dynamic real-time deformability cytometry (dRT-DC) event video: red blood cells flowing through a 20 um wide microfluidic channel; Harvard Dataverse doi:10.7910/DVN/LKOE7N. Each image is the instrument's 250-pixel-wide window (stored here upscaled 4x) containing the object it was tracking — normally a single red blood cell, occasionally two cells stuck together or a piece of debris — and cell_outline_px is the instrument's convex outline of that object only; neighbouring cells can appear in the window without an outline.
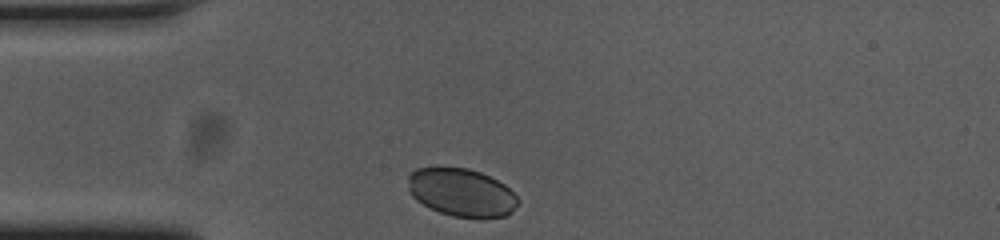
{"species": "common noctule bat (a hibernating species)", "species_latin": "Nyctalus noctula", "temperature_condition": "cold", "stored_images_in_passage": 31, "camera_frame_rate_fps": 3000, "um_per_image_px": 0.085, "animal": {"sex": "female", "body_mass_g": 23.0, "forearm_length_mm": 53.4}, "frame": {"image": 1, "passage_image": 1, "time_ms": 0.0, "image_size_px": [1000, 240], "cell_outline_px": [[520, 200], [504, 216], [452, 216], [440, 212], [416, 200], [412, 196], [408, 188], [408, 176], [416, 168], [468, 168], [480, 172], [504, 184]], "centroid_in_image_um": [39.18, 16.33], "position_along_channel_um": 45.8, "area_um2": 29.88}}